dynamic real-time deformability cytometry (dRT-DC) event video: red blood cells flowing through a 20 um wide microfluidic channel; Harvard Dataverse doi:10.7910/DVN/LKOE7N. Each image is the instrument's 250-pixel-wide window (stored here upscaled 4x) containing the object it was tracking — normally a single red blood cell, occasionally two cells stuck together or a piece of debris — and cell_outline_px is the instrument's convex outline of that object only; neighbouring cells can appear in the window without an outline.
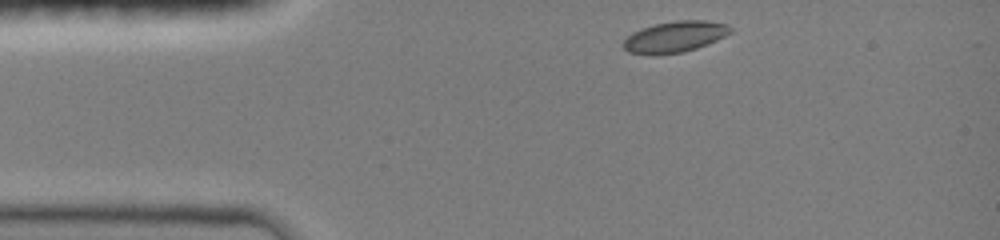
{"species": "common noctule bat (a hibernating species)", "species_latin": "Nyctalus noctula", "temperature_condition": "room temperature", "stored_images_in_passage": 47, "camera_frame_rate_fps": 3000, "um_per_image_px": 0.085, "animal": {"sex": "female", "body_mass_g": 19.0, "forearm_length_mm": 51.5}, "frame": {"image": 1, "passage_image": 1, "time_ms": 0.0, "image_size_px": [1000, 240], "cell_outline_px": [[732, 32], [708, 44], [684, 52], [628, 52], [624, 48], [624, 40], [632, 32], [656, 24], [676, 20], [708, 20], [728, 24], [732, 28]], "centroid_in_image_um": [57.45, 3.07], "position_along_channel_um": 27.5, "area_um2": 18.73}}
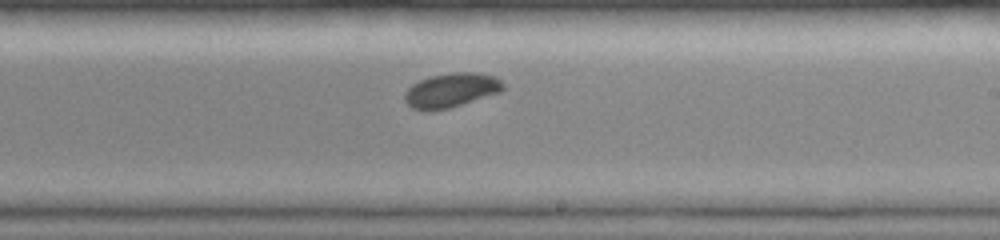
{"frame": {"image": 2, "passage_image": 20, "time_ms": 6.667, "image_size_px": [1000, 240], "cell_outline_px": [[504, 88], [500, 92], [448, 108], [412, 108], [404, 100], [404, 92], [412, 84], [420, 80], [432, 76], [452, 72], [476, 72], [496, 76], [504, 84]], "centroid_in_image_um": [38.38, 7.62], "position_along_channel_um": 250.6, "area_um2": 19.19}}
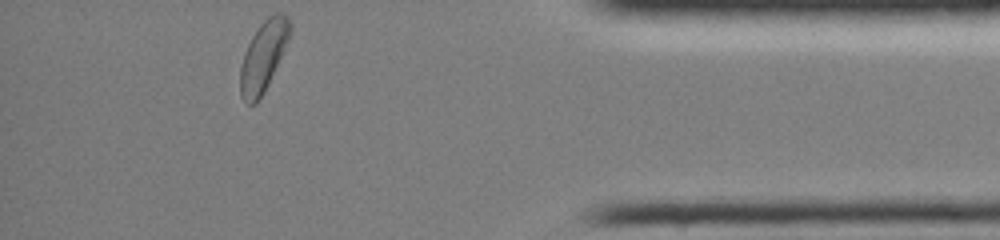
{"frame": {"image": 3, "passage_image": 46, "time_ms": 11.333, "image_size_px": [1000, 240], "cell_outline_px": [[292, 32], [268, 84], [264, 92], [256, 104], [248, 104], [240, 96], [240, 68], [244, 52], [252, 36], [260, 24], [268, 16], [276, 12], [284, 12], [288, 16], [292, 24]], "centroid_in_image_um": [22.4, 4.74], "position_along_channel_um": 412.8, "area_um2": 20.4}, "authors_computed_cell_mechanics": {"area_um2": 19.363, "velocity_mm_per_s": 4.0401, "shape_relaxation_time_tau1_ms": 2.0899, "shape_relaxation_time_tau2_ms": null, "deformation_change_tau1": 0.0831, "deformation_change_tau2": null}}